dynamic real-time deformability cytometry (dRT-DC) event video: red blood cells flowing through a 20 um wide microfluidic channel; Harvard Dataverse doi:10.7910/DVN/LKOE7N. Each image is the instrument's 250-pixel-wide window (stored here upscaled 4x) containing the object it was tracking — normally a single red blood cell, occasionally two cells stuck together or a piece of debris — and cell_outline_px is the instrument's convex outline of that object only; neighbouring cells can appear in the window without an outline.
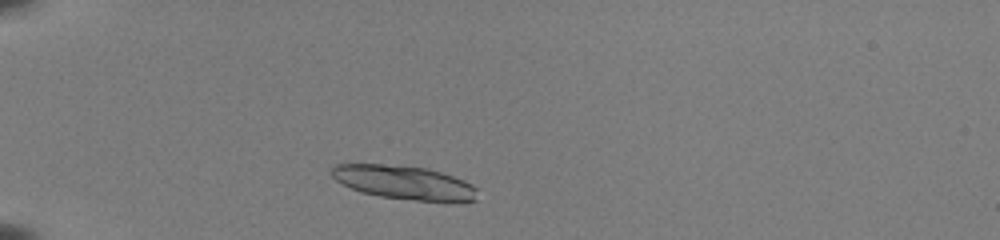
{"species": "common noctule bat (a hibernating species)", "species_latin": "Nyctalus noctula", "temperature_condition": "room temperature", "stored_images_in_passage": 38, "camera_frame_rate_fps": 3000, "um_per_image_px": 0.085, "animal": {"sex": "female", "body_mass_g": 22.0, "forearm_length_mm": 56.7}, "frame": {"image": 1, "passage_image": 1, "time_ms": 0.0, "image_size_px": [1000, 240], "cell_outline_px": [[472, 200], [424, 200], [388, 196], [368, 192], [356, 188], [348, 184], [352, 164], [372, 164], [416, 168], [448, 176], [460, 180], [468, 184], [472, 188]], "centroid_in_image_um": [34.68, 15.56], "position_along_channel_um": 50.3, "area_um2": 23.52}}